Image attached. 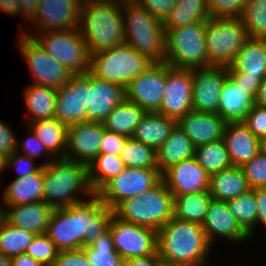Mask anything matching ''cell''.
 Returning a JSON list of instances; mask_svg holds the SVG:
<instances>
[{
  "label": "cell",
  "mask_w": 266,
  "mask_h": 266,
  "mask_svg": "<svg viewBox=\"0 0 266 266\" xmlns=\"http://www.w3.org/2000/svg\"><path fill=\"white\" fill-rule=\"evenodd\" d=\"M113 214V210L93 194L70 207L55 209L45 234L59 251L82 249L109 229Z\"/></svg>",
  "instance_id": "6da1fadb"
},
{
  "label": "cell",
  "mask_w": 266,
  "mask_h": 266,
  "mask_svg": "<svg viewBox=\"0 0 266 266\" xmlns=\"http://www.w3.org/2000/svg\"><path fill=\"white\" fill-rule=\"evenodd\" d=\"M212 247L196 223L172 217L157 231V253L165 266H208Z\"/></svg>",
  "instance_id": "7a4b0ae2"
},
{
  "label": "cell",
  "mask_w": 266,
  "mask_h": 266,
  "mask_svg": "<svg viewBox=\"0 0 266 266\" xmlns=\"http://www.w3.org/2000/svg\"><path fill=\"white\" fill-rule=\"evenodd\" d=\"M78 28L90 54L124 44L122 0H83Z\"/></svg>",
  "instance_id": "3957f363"
},
{
  "label": "cell",
  "mask_w": 266,
  "mask_h": 266,
  "mask_svg": "<svg viewBox=\"0 0 266 266\" xmlns=\"http://www.w3.org/2000/svg\"><path fill=\"white\" fill-rule=\"evenodd\" d=\"M87 165L55 158L43 166V201L54 209L70 207L90 198Z\"/></svg>",
  "instance_id": "277c9868"
},
{
  "label": "cell",
  "mask_w": 266,
  "mask_h": 266,
  "mask_svg": "<svg viewBox=\"0 0 266 266\" xmlns=\"http://www.w3.org/2000/svg\"><path fill=\"white\" fill-rule=\"evenodd\" d=\"M125 43L154 63L165 62L166 32L163 21L135 0H122Z\"/></svg>",
  "instance_id": "5b68a950"
},
{
  "label": "cell",
  "mask_w": 266,
  "mask_h": 266,
  "mask_svg": "<svg viewBox=\"0 0 266 266\" xmlns=\"http://www.w3.org/2000/svg\"><path fill=\"white\" fill-rule=\"evenodd\" d=\"M174 196L161 180L152 189L120 202L114 215L122 221L160 230L173 217Z\"/></svg>",
  "instance_id": "8992f818"
},
{
  "label": "cell",
  "mask_w": 266,
  "mask_h": 266,
  "mask_svg": "<svg viewBox=\"0 0 266 266\" xmlns=\"http://www.w3.org/2000/svg\"><path fill=\"white\" fill-rule=\"evenodd\" d=\"M154 62L124 43L91 54L90 73L95 77L124 88Z\"/></svg>",
  "instance_id": "52a82bcc"
},
{
  "label": "cell",
  "mask_w": 266,
  "mask_h": 266,
  "mask_svg": "<svg viewBox=\"0 0 266 266\" xmlns=\"http://www.w3.org/2000/svg\"><path fill=\"white\" fill-rule=\"evenodd\" d=\"M165 32V62L171 67L194 69L211 66L205 43L206 21H198Z\"/></svg>",
  "instance_id": "ba28073f"
},
{
  "label": "cell",
  "mask_w": 266,
  "mask_h": 266,
  "mask_svg": "<svg viewBox=\"0 0 266 266\" xmlns=\"http://www.w3.org/2000/svg\"><path fill=\"white\" fill-rule=\"evenodd\" d=\"M33 38L57 62L71 74L90 71L91 54L79 28L42 33H21Z\"/></svg>",
  "instance_id": "9c48e42d"
},
{
  "label": "cell",
  "mask_w": 266,
  "mask_h": 266,
  "mask_svg": "<svg viewBox=\"0 0 266 266\" xmlns=\"http://www.w3.org/2000/svg\"><path fill=\"white\" fill-rule=\"evenodd\" d=\"M249 38L240 18L207 19L205 43L209 64L228 67Z\"/></svg>",
  "instance_id": "30bf717a"
},
{
  "label": "cell",
  "mask_w": 266,
  "mask_h": 266,
  "mask_svg": "<svg viewBox=\"0 0 266 266\" xmlns=\"http://www.w3.org/2000/svg\"><path fill=\"white\" fill-rule=\"evenodd\" d=\"M17 47L19 54L25 60L32 82L54 89L68 83L71 73L69 70L51 57L31 37L18 34Z\"/></svg>",
  "instance_id": "8fae6325"
},
{
  "label": "cell",
  "mask_w": 266,
  "mask_h": 266,
  "mask_svg": "<svg viewBox=\"0 0 266 266\" xmlns=\"http://www.w3.org/2000/svg\"><path fill=\"white\" fill-rule=\"evenodd\" d=\"M162 180L158 169L128 168L107 182L96 195L110 209L152 189Z\"/></svg>",
  "instance_id": "7c38bea8"
},
{
  "label": "cell",
  "mask_w": 266,
  "mask_h": 266,
  "mask_svg": "<svg viewBox=\"0 0 266 266\" xmlns=\"http://www.w3.org/2000/svg\"><path fill=\"white\" fill-rule=\"evenodd\" d=\"M109 230L115 251L123 260L145 257L157 252V231L112 215Z\"/></svg>",
  "instance_id": "4fadbf2b"
},
{
  "label": "cell",
  "mask_w": 266,
  "mask_h": 266,
  "mask_svg": "<svg viewBox=\"0 0 266 266\" xmlns=\"http://www.w3.org/2000/svg\"><path fill=\"white\" fill-rule=\"evenodd\" d=\"M82 3L83 0H40L37 13L29 22L30 31L23 24L18 30L20 33H42L78 28Z\"/></svg>",
  "instance_id": "5bb4252c"
},
{
  "label": "cell",
  "mask_w": 266,
  "mask_h": 266,
  "mask_svg": "<svg viewBox=\"0 0 266 266\" xmlns=\"http://www.w3.org/2000/svg\"><path fill=\"white\" fill-rule=\"evenodd\" d=\"M56 91L55 118L67 126L87 121L89 72L72 74Z\"/></svg>",
  "instance_id": "9a60e30c"
},
{
  "label": "cell",
  "mask_w": 266,
  "mask_h": 266,
  "mask_svg": "<svg viewBox=\"0 0 266 266\" xmlns=\"http://www.w3.org/2000/svg\"><path fill=\"white\" fill-rule=\"evenodd\" d=\"M169 64L153 63L135 77L125 88L126 99L142 107L146 112H157L164 97L166 73Z\"/></svg>",
  "instance_id": "2e32d148"
},
{
  "label": "cell",
  "mask_w": 266,
  "mask_h": 266,
  "mask_svg": "<svg viewBox=\"0 0 266 266\" xmlns=\"http://www.w3.org/2000/svg\"><path fill=\"white\" fill-rule=\"evenodd\" d=\"M193 69L174 68L166 73L164 97L157 111L178 121L192 111Z\"/></svg>",
  "instance_id": "e0dca14e"
},
{
  "label": "cell",
  "mask_w": 266,
  "mask_h": 266,
  "mask_svg": "<svg viewBox=\"0 0 266 266\" xmlns=\"http://www.w3.org/2000/svg\"><path fill=\"white\" fill-rule=\"evenodd\" d=\"M105 131L102 122L98 121L69 125L65 158L88 166L100 154Z\"/></svg>",
  "instance_id": "ac0fdd59"
},
{
  "label": "cell",
  "mask_w": 266,
  "mask_h": 266,
  "mask_svg": "<svg viewBox=\"0 0 266 266\" xmlns=\"http://www.w3.org/2000/svg\"><path fill=\"white\" fill-rule=\"evenodd\" d=\"M227 71L228 67L214 65L193 69L192 111L217 114Z\"/></svg>",
  "instance_id": "d6986e66"
},
{
  "label": "cell",
  "mask_w": 266,
  "mask_h": 266,
  "mask_svg": "<svg viewBox=\"0 0 266 266\" xmlns=\"http://www.w3.org/2000/svg\"><path fill=\"white\" fill-rule=\"evenodd\" d=\"M208 242L214 247L218 239L235 245L247 243L249 236L240 228L233 214L230 212L227 201L212 199L209 204L205 220L202 224ZM217 239V240H216Z\"/></svg>",
  "instance_id": "ffe728a7"
},
{
  "label": "cell",
  "mask_w": 266,
  "mask_h": 266,
  "mask_svg": "<svg viewBox=\"0 0 266 266\" xmlns=\"http://www.w3.org/2000/svg\"><path fill=\"white\" fill-rule=\"evenodd\" d=\"M162 180L173 196L206 191L210 185V176L195 157L172 165L162 174Z\"/></svg>",
  "instance_id": "44dd1931"
},
{
  "label": "cell",
  "mask_w": 266,
  "mask_h": 266,
  "mask_svg": "<svg viewBox=\"0 0 266 266\" xmlns=\"http://www.w3.org/2000/svg\"><path fill=\"white\" fill-rule=\"evenodd\" d=\"M125 99L123 86L101 80L89 72L87 121L103 122Z\"/></svg>",
  "instance_id": "7402d4cb"
},
{
  "label": "cell",
  "mask_w": 266,
  "mask_h": 266,
  "mask_svg": "<svg viewBox=\"0 0 266 266\" xmlns=\"http://www.w3.org/2000/svg\"><path fill=\"white\" fill-rule=\"evenodd\" d=\"M226 124L218 114L195 111L177 121L195 147L223 139Z\"/></svg>",
  "instance_id": "603a6c76"
},
{
  "label": "cell",
  "mask_w": 266,
  "mask_h": 266,
  "mask_svg": "<svg viewBox=\"0 0 266 266\" xmlns=\"http://www.w3.org/2000/svg\"><path fill=\"white\" fill-rule=\"evenodd\" d=\"M223 139L233 166L242 167L261 152V141L243 122L227 123Z\"/></svg>",
  "instance_id": "cb8c5ba5"
},
{
  "label": "cell",
  "mask_w": 266,
  "mask_h": 266,
  "mask_svg": "<svg viewBox=\"0 0 266 266\" xmlns=\"http://www.w3.org/2000/svg\"><path fill=\"white\" fill-rule=\"evenodd\" d=\"M255 105V94L249 87L233 84L228 78L222 87L217 114L226 122H243Z\"/></svg>",
  "instance_id": "d4e9b609"
},
{
  "label": "cell",
  "mask_w": 266,
  "mask_h": 266,
  "mask_svg": "<svg viewBox=\"0 0 266 266\" xmlns=\"http://www.w3.org/2000/svg\"><path fill=\"white\" fill-rule=\"evenodd\" d=\"M54 210L44 201L7 206L4 209V219L13 226L42 235L46 232Z\"/></svg>",
  "instance_id": "484cf974"
},
{
  "label": "cell",
  "mask_w": 266,
  "mask_h": 266,
  "mask_svg": "<svg viewBox=\"0 0 266 266\" xmlns=\"http://www.w3.org/2000/svg\"><path fill=\"white\" fill-rule=\"evenodd\" d=\"M230 72L266 78V38L250 37L228 66Z\"/></svg>",
  "instance_id": "4316f807"
},
{
  "label": "cell",
  "mask_w": 266,
  "mask_h": 266,
  "mask_svg": "<svg viewBox=\"0 0 266 266\" xmlns=\"http://www.w3.org/2000/svg\"><path fill=\"white\" fill-rule=\"evenodd\" d=\"M3 208L43 201V168L35 174L13 178L1 193Z\"/></svg>",
  "instance_id": "83f0119b"
},
{
  "label": "cell",
  "mask_w": 266,
  "mask_h": 266,
  "mask_svg": "<svg viewBox=\"0 0 266 266\" xmlns=\"http://www.w3.org/2000/svg\"><path fill=\"white\" fill-rule=\"evenodd\" d=\"M23 89L24 106L26 113L29 114L25 119V125L55 117L56 89L33 83H29Z\"/></svg>",
  "instance_id": "f1b7e54d"
},
{
  "label": "cell",
  "mask_w": 266,
  "mask_h": 266,
  "mask_svg": "<svg viewBox=\"0 0 266 266\" xmlns=\"http://www.w3.org/2000/svg\"><path fill=\"white\" fill-rule=\"evenodd\" d=\"M195 156V146L176 124L170 136L157 150L158 170L163 174L172 165Z\"/></svg>",
  "instance_id": "f546056e"
},
{
  "label": "cell",
  "mask_w": 266,
  "mask_h": 266,
  "mask_svg": "<svg viewBox=\"0 0 266 266\" xmlns=\"http://www.w3.org/2000/svg\"><path fill=\"white\" fill-rule=\"evenodd\" d=\"M176 124V120L168 118L163 114L146 112L139 125L135 128L131 138L158 150L170 136Z\"/></svg>",
  "instance_id": "4dcf8cb0"
},
{
  "label": "cell",
  "mask_w": 266,
  "mask_h": 266,
  "mask_svg": "<svg viewBox=\"0 0 266 266\" xmlns=\"http://www.w3.org/2000/svg\"><path fill=\"white\" fill-rule=\"evenodd\" d=\"M250 190L241 167L231 166L210 176L209 191L213 199L228 201Z\"/></svg>",
  "instance_id": "1f68e13d"
},
{
  "label": "cell",
  "mask_w": 266,
  "mask_h": 266,
  "mask_svg": "<svg viewBox=\"0 0 266 266\" xmlns=\"http://www.w3.org/2000/svg\"><path fill=\"white\" fill-rule=\"evenodd\" d=\"M55 158H65L68 126L57 118L33 121L27 125Z\"/></svg>",
  "instance_id": "d6a6232c"
},
{
  "label": "cell",
  "mask_w": 266,
  "mask_h": 266,
  "mask_svg": "<svg viewBox=\"0 0 266 266\" xmlns=\"http://www.w3.org/2000/svg\"><path fill=\"white\" fill-rule=\"evenodd\" d=\"M145 114L142 107L125 99L107 115L102 124L110 132L131 138Z\"/></svg>",
  "instance_id": "836d02e7"
},
{
  "label": "cell",
  "mask_w": 266,
  "mask_h": 266,
  "mask_svg": "<svg viewBox=\"0 0 266 266\" xmlns=\"http://www.w3.org/2000/svg\"><path fill=\"white\" fill-rule=\"evenodd\" d=\"M209 18L208 0H177L163 25L165 30H170Z\"/></svg>",
  "instance_id": "e575fe53"
},
{
  "label": "cell",
  "mask_w": 266,
  "mask_h": 266,
  "mask_svg": "<svg viewBox=\"0 0 266 266\" xmlns=\"http://www.w3.org/2000/svg\"><path fill=\"white\" fill-rule=\"evenodd\" d=\"M213 197L209 190L174 196L173 217L202 225Z\"/></svg>",
  "instance_id": "d590c367"
},
{
  "label": "cell",
  "mask_w": 266,
  "mask_h": 266,
  "mask_svg": "<svg viewBox=\"0 0 266 266\" xmlns=\"http://www.w3.org/2000/svg\"><path fill=\"white\" fill-rule=\"evenodd\" d=\"M126 166L119 155L99 154L88 166V182L96 194L107 182L124 171Z\"/></svg>",
  "instance_id": "8d00e7d4"
},
{
  "label": "cell",
  "mask_w": 266,
  "mask_h": 266,
  "mask_svg": "<svg viewBox=\"0 0 266 266\" xmlns=\"http://www.w3.org/2000/svg\"><path fill=\"white\" fill-rule=\"evenodd\" d=\"M227 204L240 228L249 236L250 240L255 239L258 209L255 200V189H250L248 192L228 200Z\"/></svg>",
  "instance_id": "74e56055"
},
{
  "label": "cell",
  "mask_w": 266,
  "mask_h": 266,
  "mask_svg": "<svg viewBox=\"0 0 266 266\" xmlns=\"http://www.w3.org/2000/svg\"><path fill=\"white\" fill-rule=\"evenodd\" d=\"M194 157L209 176L232 166L224 139L195 147Z\"/></svg>",
  "instance_id": "f35d334b"
},
{
  "label": "cell",
  "mask_w": 266,
  "mask_h": 266,
  "mask_svg": "<svg viewBox=\"0 0 266 266\" xmlns=\"http://www.w3.org/2000/svg\"><path fill=\"white\" fill-rule=\"evenodd\" d=\"M35 234L13 226L5 219L0 223V252L9 258L24 254Z\"/></svg>",
  "instance_id": "ab89813d"
},
{
  "label": "cell",
  "mask_w": 266,
  "mask_h": 266,
  "mask_svg": "<svg viewBox=\"0 0 266 266\" xmlns=\"http://www.w3.org/2000/svg\"><path fill=\"white\" fill-rule=\"evenodd\" d=\"M82 250L91 266H123L124 264L122 257L115 251L109 229L97 241L83 247Z\"/></svg>",
  "instance_id": "60d3db41"
},
{
  "label": "cell",
  "mask_w": 266,
  "mask_h": 266,
  "mask_svg": "<svg viewBox=\"0 0 266 266\" xmlns=\"http://www.w3.org/2000/svg\"><path fill=\"white\" fill-rule=\"evenodd\" d=\"M120 157L128 168L158 169L157 150L132 138L126 140Z\"/></svg>",
  "instance_id": "b9f144b4"
},
{
  "label": "cell",
  "mask_w": 266,
  "mask_h": 266,
  "mask_svg": "<svg viewBox=\"0 0 266 266\" xmlns=\"http://www.w3.org/2000/svg\"><path fill=\"white\" fill-rule=\"evenodd\" d=\"M239 18L250 37L266 38V0H248Z\"/></svg>",
  "instance_id": "7bdbcfd3"
},
{
  "label": "cell",
  "mask_w": 266,
  "mask_h": 266,
  "mask_svg": "<svg viewBox=\"0 0 266 266\" xmlns=\"http://www.w3.org/2000/svg\"><path fill=\"white\" fill-rule=\"evenodd\" d=\"M59 252L55 243L46 234H42L35 235L25 253L44 266H52Z\"/></svg>",
  "instance_id": "ee69618b"
},
{
  "label": "cell",
  "mask_w": 266,
  "mask_h": 266,
  "mask_svg": "<svg viewBox=\"0 0 266 266\" xmlns=\"http://www.w3.org/2000/svg\"><path fill=\"white\" fill-rule=\"evenodd\" d=\"M26 130H28L27 136L25 139H17V152L26 155L32 159L44 158V161L41 162L43 166H46L51 161L55 159V157L46 149V147L40 142L37 138L36 134L32 131L30 127L26 125ZM45 155V156H44ZM44 156V157H42Z\"/></svg>",
  "instance_id": "f6af8a7d"
},
{
  "label": "cell",
  "mask_w": 266,
  "mask_h": 266,
  "mask_svg": "<svg viewBox=\"0 0 266 266\" xmlns=\"http://www.w3.org/2000/svg\"><path fill=\"white\" fill-rule=\"evenodd\" d=\"M250 189H262L266 186V153H258L242 167Z\"/></svg>",
  "instance_id": "bcb514c9"
},
{
  "label": "cell",
  "mask_w": 266,
  "mask_h": 266,
  "mask_svg": "<svg viewBox=\"0 0 266 266\" xmlns=\"http://www.w3.org/2000/svg\"><path fill=\"white\" fill-rule=\"evenodd\" d=\"M248 0H208L210 18H239Z\"/></svg>",
  "instance_id": "7dc6e473"
},
{
  "label": "cell",
  "mask_w": 266,
  "mask_h": 266,
  "mask_svg": "<svg viewBox=\"0 0 266 266\" xmlns=\"http://www.w3.org/2000/svg\"><path fill=\"white\" fill-rule=\"evenodd\" d=\"M42 168L43 165L41 163H36L35 159L23 155L17 151L5 158V170L13 169L17 174L14 178L35 174Z\"/></svg>",
  "instance_id": "c3c4849f"
},
{
  "label": "cell",
  "mask_w": 266,
  "mask_h": 266,
  "mask_svg": "<svg viewBox=\"0 0 266 266\" xmlns=\"http://www.w3.org/2000/svg\"><path fill=\"white\" fill-rule=\"evenodd\" d=\"M243 123L261 141L266 137V107L255 104Z\"/></svg>",
  "instance_id": "681fc988"
},
{
  "label": "cell",
  "mask_w": 266,
  "mask_h": 266,
  "mask_svg": "<svg viewBox=\"0 0 266 266\" xmlns=\"http://www.w3.org/2000/svg\"><path fill=\"white\" fill-rule=\"evenodd\" d=\"M9 123L0 119V155L4 158L17 150V135Z\"/></svg>",
  "instance_id": "f907efd6"
},
{
  "label": "cell",
  "mask_w": 266,
  "mask_h": 266,
  "mask_svg": "<svg viewBox=\"0 0 266 266\" xmlns=\"http://www.w3.org/2000/svg\"><path fill=\"white\" fill-rule=\"evenodd\" d=\"M127 139L128 137L124 135L116 134L106 130L100 146V154L120 156Z\"/></svg>",
  "instance_id": "816d5d0a"
},
{
  "label": "cell",
  "mask_w": 266,
  "mask_h": 266,
  "mask_svg": "<svg viewBox=\"0 0 266 266\" xmlns=\"http://www.w3.org/2000/svg\"><path fill=\"white\" fill-rule=\"evenodd\" d=\"M52 266H91L82 249L60 251Z\"/></svg>",
  "instance_id": "f5cc1de1"
},
{
  "label": "cell",
  "mask_w": 266,
  "mask_h": 266,
  "mask_svg": "<svg viewBox=\"0 0 266 266\" xmlns=\"http://www.w3.org/2000/svg\"><path fill=\"white\" fill-rule=\"evenodd\" d=\"M154 17L164 21L177 0H135Z\"/></svg>",
  "instance_id": "db71d44e"
},
{
  "label": "cell",
  "mask_w": 266,
  "mask_h": 266,
  "mask_svg": "<svg viewBox=\"0 0 266 266\" xmlns=\"http://www.w3.org/2000/svg\"><path fill=\"white\" fill-rule=\"evenodd\" d=\"M227 78L233 83V84H240L245 85L249 87V89L256 94L258 88L260 87V84L264 80L263 77H251V76H243L239 72H230L227 71Z\"/></svg>",
  "instance_id": "11a10c76"
},
{
  "label": "cell",
  "mask_w": 266,
  "mask_h": 266,
  "mask_svg": "<svg viewBox=\"0 0 266 266\" xmlns=\"http://www.w3.org/2000/svg\"><path fill=\"white\" fill-rule=\"evenodd\" d=\"M255 200L258 208L255 230L261 226L266 231V191L264 188L255 189Z\"/></svg>",
  "instance_id": "9f6ffc18"
},
{
  "label": "cell",
  "mask_w": 266,
  "mask_h": 266,
  "mask_svg": "<svg viewBox=\"0 0 266 266\" xmlns=\"http://www.w3.org/2000/svg\"><path fill=\"white\" fill-rule=\"evenodd\" d=\"M123 266H165V264L156 252L155 254L148 255L145 257L124 260Z\"/></svg>",
  "instance_id": "6f0895ef"
},
{
  "label": "cell",
  "mask_w": 266,
  "mask_h": 266,
  "mask_svg": "<svg viewBox=\"0 0 266 266\" xmlns=\"http://www.w3.org/2000/svg\"><path fill=\"white\" fill-rule=\"evenodd\" d=\"M39 3H40V0H21L20 1L21 18H22L21 20L24 21L22 23L27 22V24H29L28 22H30L37 13V8H38Z\"/></svg>",
  "instance_id": "680465c9"
},
{
  "label": "cell",
  "mask_w": 266,
  "mask_h": 266,
  "mask_svg": "<svg viewBox=\"0 0 266 266\" xmlns=\"http://www.w3.org/2000/svg\"><path fill=\"white\" fill-rule=\"evenodd\" d=\"M21 0H0V10L9 16L21 18Z\"/></svg>",
  "instance_id": "91938a15"
},
{
  "label": "cell",
  "mask_w": 266,
  "mask_h": 266,
  "mask_svg": "<svg viewBox=\"0 0 266 266\" xmlns=\"http://www.w3.org/2000/svg\"><path fill=\"white\" fill-rule=\"evenodd\" d=\"M10 266H44L26 253L10 258Z\"/></svg>",
  "instance_id": "94428289"
},
{
  "label": "cell",
  "mask_w": 266,
  "mask_h": 266,
  "mask_svg": "<svg viewBox=\"0 0 266 266\" xmlns=\"http://www.w3.org/2000/svg\"><path fill=\"white\" fill-rule=\"evenodd\" d=\"M255 104L266 107V78L262 81L255 94Z\"/></svg>",
  "instance_id": "6125c7cd"
},
{
  "label": "cell",
  "mask_w": 266,
  "mask_h": 266,
  "mask_svg": "<svg viewBox=\"0 0 266 266\" xmlns=\"http://www.w3.org/2000/svg\"><path fill=\"white\" fill-rule=\"evenodd\" d=\"M0 266H10V258L0 252Z\"/></svg>",
  "instance_id": "be15d7a7"
},
{
  "label": "cell",
  "mask_w": 266,
  "mask_h": 266,
  "mask_svg": "<svg viewBox=\"0 0 266 266\" xmlns=\"http://www.w3.org/2000/svg\"><path fill=\"white\" fill-rule=\"evenodd\" d=\"M4 171L6 172V170H5V158L2 155H0V178H1V174H4ZM0 180H2V179H0ZM1 182L2 181H0V183Z\"/></svg>",
  "instance_id": "e7e4bbea"
},
{
  "label": "cell",
  "mask_w": 266,
  "mask_h": 266,
  "mask_svg": "<svg viewBox=\"0 0 266 266\" xmlns=\"http://www.w3.org/2000/svg\"><path fill=\"white\" fill-rule=\"evenodd\" d=\"M261 151L266 153V137L261 140Z\"/></svg>",
  "instance_id": "03108f58"
},
{
  "label": "cell",
  "mask_w": 266,
  "mask_h": 266,
  "mask_svg": "<svg viewBox=\"0 0 266 266\" xmlns=\"http://www.w3.org/2000/svg\"><path fill=\"white\" fill-rule=\"evenodd\" d=\"M4 219V208H3V204H0V223L2 222V220Z\"/></svg>",
  "instance_id": "003e7915"
}]
</instances>
